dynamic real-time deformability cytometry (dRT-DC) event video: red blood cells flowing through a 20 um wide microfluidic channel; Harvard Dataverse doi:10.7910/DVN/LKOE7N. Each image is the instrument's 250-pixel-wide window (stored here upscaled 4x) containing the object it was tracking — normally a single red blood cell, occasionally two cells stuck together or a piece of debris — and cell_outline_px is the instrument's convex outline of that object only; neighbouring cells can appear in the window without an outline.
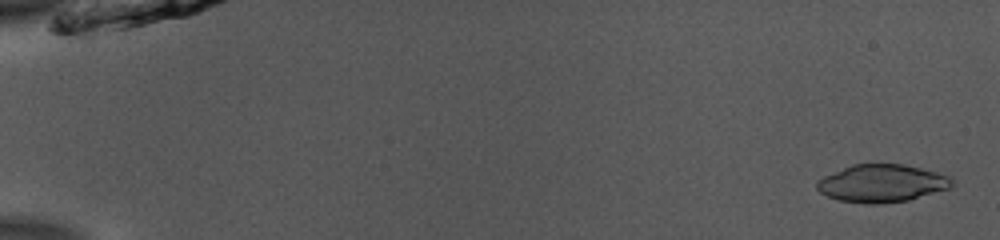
{"species": "common noctule bat (a hibernating species)", "species_latin": "Nyctalus noctula", "temperature_condition": "room temperature", "stored_images_in_passage": 52, "camera_frame_rate_fps": 3000, "um_per_image_px": 0.085, "animal": {"sex": "male", "body_mass_g": 13.0, "forearm_length_mm": 53.1}, "frame": {"image": 1, "passage_image": 2, "time_ms": 0.333, "image_size_px": [1000, 240], "cell_outline_px": [[952, 184], [948, 188], [908, 200], [876, 204], [872, 204], [840, 200], [828, 196], [820, 192], [816, 188], [816, 184], [824, 176], [852, 164], [900, 164], [920, 168], [936, 172], [948, 176], [952, 180]], "centroid_in_image_um": [74.93, 15.58], "position_along_channel_um": 10.1, "area_um2": 29.07}}